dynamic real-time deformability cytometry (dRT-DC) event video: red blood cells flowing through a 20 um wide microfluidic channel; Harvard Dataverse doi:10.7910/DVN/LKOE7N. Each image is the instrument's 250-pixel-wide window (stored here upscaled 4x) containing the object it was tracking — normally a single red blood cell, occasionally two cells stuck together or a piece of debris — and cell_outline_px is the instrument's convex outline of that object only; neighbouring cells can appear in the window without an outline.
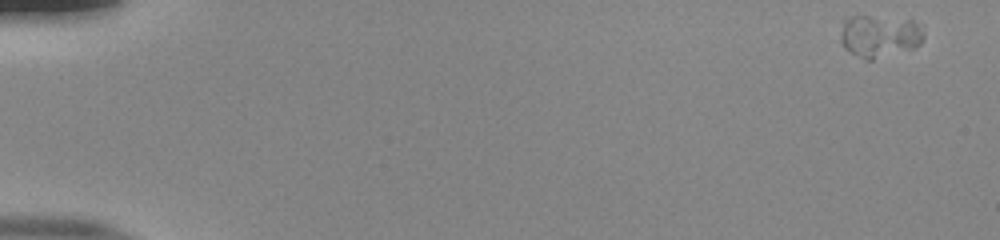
{"species": "human", "species_latin": "Homo sapiens", "temperature_condition": "room temperature", "stored_images_in_passage": 53, "camera_frame_rate_fps": 3000, "um_per_image_px": 0.085, "donor": {"sex": "male"}, "frame": {"image": 1, "passage_image": 1, "time_ms": 0.0, "image_size_px": [1000, 240], "cell_outline_px": [[924, 36], [920, 44], [916, 48], [872, 60], [864, 60], [844, 48], [840, 44], [840, 36], [844, 16], [868, 16], [912, 20], [924, 24]], "centroid_in_image_um": [74.78, 3.06], "position_along_channel_um": 10.2, "area_um2": 21.1}}
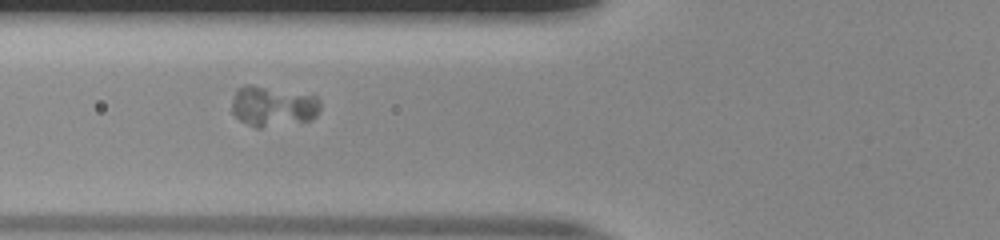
{"frame": {"image": 2, "passage_image": 21, "time_ms": 6.667, "image_size_px": [1000, 240], "cell_outline_px": [[320, 108], [316, 116], [312, 120], [260, 128], [256, 128], [240, 120], [232, 112], [232, 100], [236, 92], [244, 84], [252, 84], [316, 96], [320, 100]], "centroid_in_image_um": [23.21, 9.03], "position_along_channel_um": 102.6, "area_um2": 20.81}}
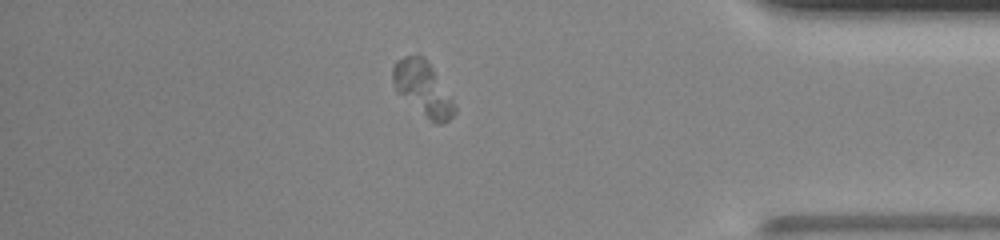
{"frame": {"image": 3, "passage_image": 46, "time_ms": 15.0, "image_size_px": [1000, 240], "cell_outline_px": [[456, 112], [448, 120], [440, 124], [436, 124], [396, 92], [392, 80], [392, 68], [396, 60], [404, 56], [424, 56], [432, 68], [452, 100], [456, 108]], "centroid_in_image_um": [35.91, 7.51], "position_along_channel_um": 399.3, "area_um2": 19.02}}